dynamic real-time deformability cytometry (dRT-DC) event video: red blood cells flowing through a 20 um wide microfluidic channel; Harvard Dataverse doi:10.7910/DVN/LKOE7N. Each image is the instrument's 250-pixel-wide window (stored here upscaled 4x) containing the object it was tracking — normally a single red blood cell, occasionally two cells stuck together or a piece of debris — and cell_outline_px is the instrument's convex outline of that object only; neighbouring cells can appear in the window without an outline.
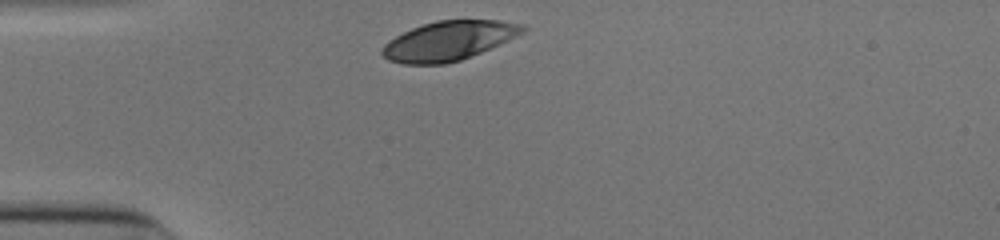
{"species": "human", "species_latin": "Homo sapiens", "temperature_condition": "cold", "stored_images_in_passage": 29, "camera_frame_rate_fps": 3000, "um_per_image_px": 0.085, "donor": {"sex": "male"}, "frame": {"image": 1, "passage_image": 1, "time_ms": 0.0, "image_size_px": [1000, 240], "cell_outline_px": [[528, 28], [524, 32], [480, 52], [460, 60], [444, 64], [404, 64], [388, 60], [380, 52], [380, 48], [388, 40], [412, 28], [436, 20], [500, 20], [524, 24]], "centroid_in_image_um": [38.11, 3.46], "position_along_channel_um": 46.9, "area_um2": 31.96}}
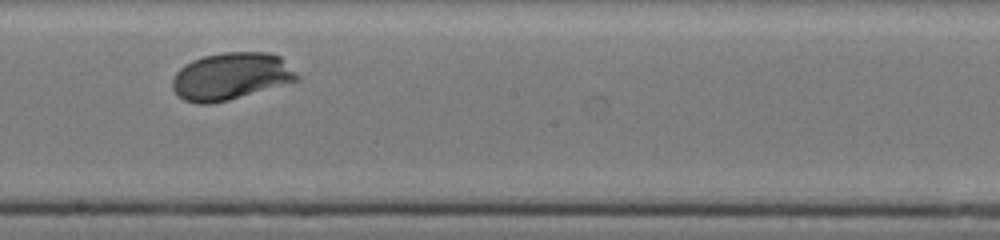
{"frame": {"image": 2, "passage_image": 17, "time_ms": 5.333, "image_size_px": [1000, 240], "cell_outline_px": [[300, 80], [228, 100], [208, 104], [196, 104], [184, 100], [172, 88], [172, 76], [184, 64], [192, 60], [204, 56], [224, 52], [268, 52], [280, 56], [300, 76]], "centroid_in_image_um": [19.62, 6.48], "position_along_channel_um": 228.6, "area_um2": 34.33}}
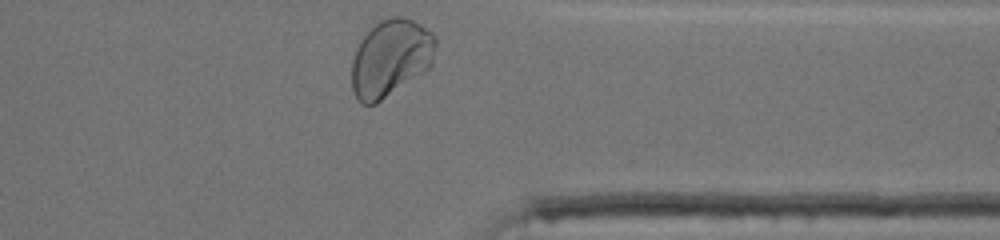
{"frame": {"image": 3, "passage_image": 29, "time_ms": 9.333, "image_size_px": [1000, 240], "cell_outline_px": [[436, 48], [432, 64], [424, 72], [376, 104], [360, 104], [356, 100], [352, 92], [352, 60], [356, 48], [360, 40], [380, 20], [392, 16], [404, 16], [420, 24], [432, 32], [436, 36]], "centroid_in_image_um": [33.2, 4.94], "position_along_channel_um": 378.2, "area_um2": 37.97}, "authors_computed_cell_mechanics": {"area_um2": 33.6396, "velocity_mm_per_s": 3.8289, "shape_relaxation_time_tau1_ms": 1.7739, "shape_relaxation_time_tau2_ms": null, "deformation_change_tau1": 0.1294, "deformation_change_tau2": null}}